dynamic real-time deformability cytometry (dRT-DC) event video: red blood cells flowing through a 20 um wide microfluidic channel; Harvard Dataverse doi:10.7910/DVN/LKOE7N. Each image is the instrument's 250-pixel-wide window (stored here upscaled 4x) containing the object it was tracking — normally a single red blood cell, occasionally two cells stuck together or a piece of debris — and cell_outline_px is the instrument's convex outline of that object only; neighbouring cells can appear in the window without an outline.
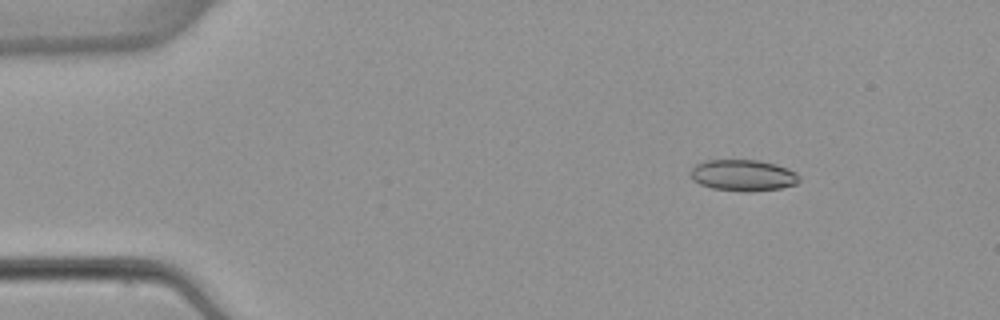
{"species": "common noctule bat (a hibernating species)", "species_latin": "Nyctalus noctula", "temperature_condition": "warm", "stored_images_in_passage": 4, "camera_frame_rate_fps": 3000, "um_per_image_px": 0.085, "animal": {"sex": "female", "body_mass_g": 22.7, "forearm_length_mm": 54.2}, "frame": {"image": 1, "passage_image": 2, "time_ms": 1.0, "image_size_px": [1000, 320], "cell_outline_px": [[800, 180], [796, 184], [780, 188], [752, 192], [744, 192], [712, 188], [700, 184], [692, 180], [688, 172], [696, 164], [704, 160], [756, 160], [776, 164], [788, 168], [796, 172], [800, 176]], "centroid_in_image_um": [63.15, 14.9], "position_along_channel_um": 21.9, "area_um2": 20.11}}
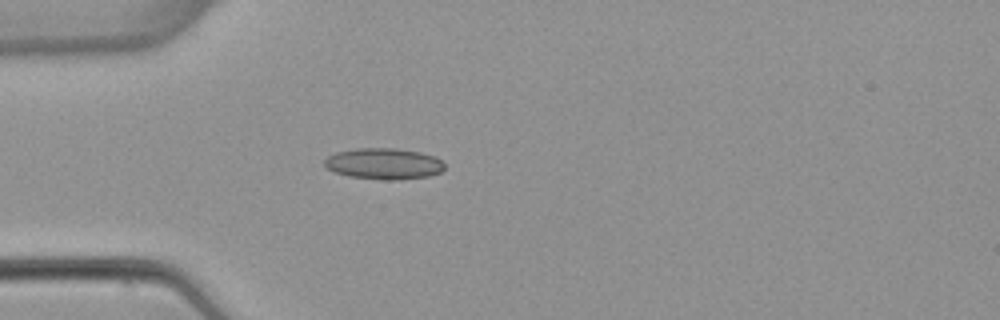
{"frame": {"image": 2, "passage_image": 4, "time_ms": 3.667, "image_size_px": [1000, 320], "cell_outline_px": [[444, 168], [440, 172], [428, 176], [396, 180], [384, 180], [348, 176], [336, 172], [328, 168], [324, 164], [324, 160], [328, 156], [336, 152], [356, 148], [396, 148], [420, 152], [436, 156], [444, 164]], "centroid_in_image_um": [32.63, 13.91], "position_along_channel_um": 52.4, "area_um2": 21.79}}